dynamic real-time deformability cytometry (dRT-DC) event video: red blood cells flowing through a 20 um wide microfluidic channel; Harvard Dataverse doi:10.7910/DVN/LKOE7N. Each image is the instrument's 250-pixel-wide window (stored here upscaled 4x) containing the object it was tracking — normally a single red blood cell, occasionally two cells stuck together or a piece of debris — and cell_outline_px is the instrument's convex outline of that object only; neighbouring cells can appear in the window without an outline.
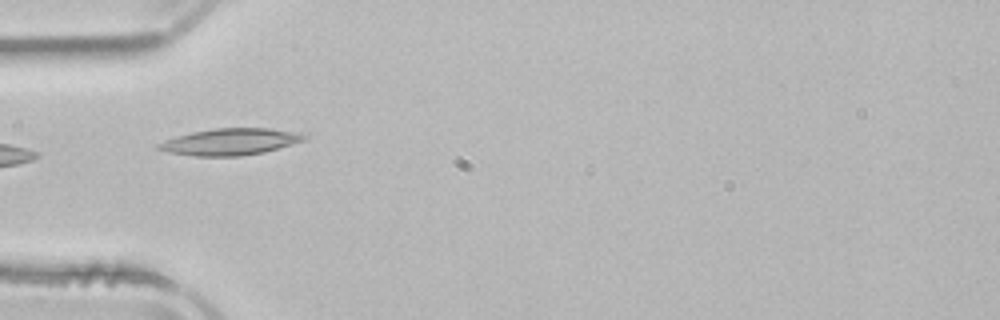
{"species": "common noctule bat (a hibernating species)", "species_latin": "Nyctalus noctula", "temperature_condition": "room temperature", "stored_images_in_passage": 5, "camera_frame_rate_fps": 3000, "um_per_image_px": 0.085, "animal": {"sex": "male", "body_mass_g": 21.5, "forearm_length_mm": 52.0}, "frame": {"image": 1, "passage_image": 4, "time_ms": 6.0, "image_size_px": [1000, 320], "cell_outline_px": [[308, 136], [304, 140], [292, 144], [264, 152], [240, 156], [192, 156], [168, 152], [156, 148], [156, 144], [164, 140], [176, 136], [192, 132], [212, 128], [268, 128], [304, 132]], "centroid_in_image_um": [19.58, 12.04], "position_along_channel_um": 65.4, "area_um2": 22.83}}
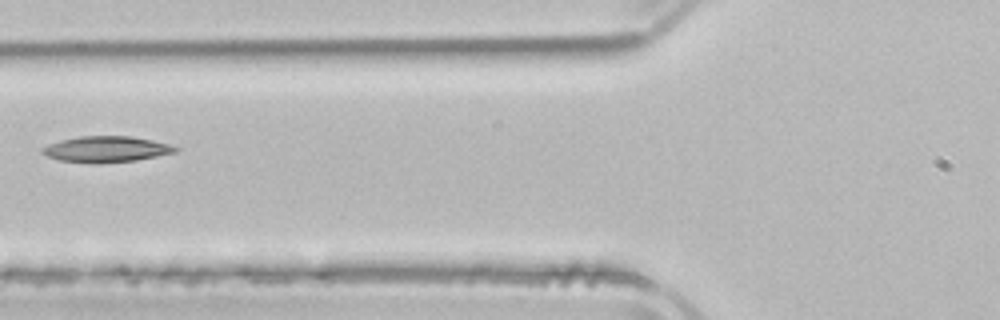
{"frame": {"image": 2, "passage_image": 5, "time_ms": 7.333, "image_size_px": [1000, 320], "cell_outline_px": [[180, 148], [176, 152], [136, 160], [100, 164], [96, 164], [60, 160], [48, 156], [40, 152], [40, 148], [48, 144], [60, 140], [80, 136], [132, 136], [152, 140], [168, 144]], "centroid_in_image_um": [9.0, 12.68], "position_along_channel_um": 116.8, "area_um2": 20.23}}